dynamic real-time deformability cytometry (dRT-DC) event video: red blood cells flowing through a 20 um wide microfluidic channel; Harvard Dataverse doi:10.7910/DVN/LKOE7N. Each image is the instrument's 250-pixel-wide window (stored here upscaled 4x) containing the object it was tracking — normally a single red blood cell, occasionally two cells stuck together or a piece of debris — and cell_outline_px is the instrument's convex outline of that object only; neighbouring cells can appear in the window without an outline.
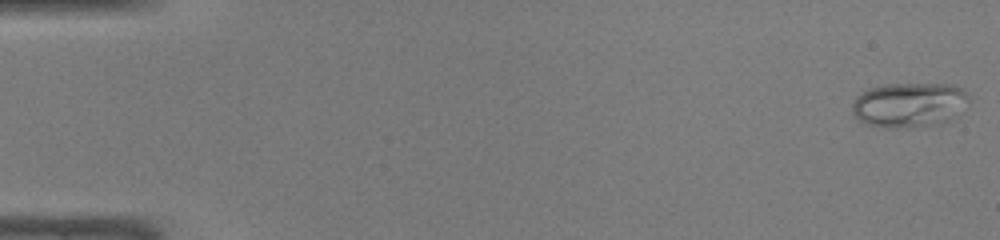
{"species": "common noctule bat (a hibernating species)", "species_latin": "Nyctalus noctula", "temperature_condition": "warm", "stored_images_in_passage": 48, "camera_frame_rate_fps": 3000, "um_per_image_px": 0.085, "animal": {"sex": "male", "body_mass_g": 19.0, "forearm_length_mm": 50.8}, "frame": {"image": 1, "passage_image": 1, "time_ms": 0.0, "image_size_px": [1000, 240], "cell_outline_px": [[968, 100], [948, 120], [928, 124], [896, 128], [888, 128], [864, 124], [852, 112], [852, 104], [856, 96], [872, 88], [884, 84], [956, 84], [964, 88], [968, 96]], "centroid_in_image_um": [77.23, 8.88], "position_along_channel_um": 7.8, "area_um2": 29.82}}
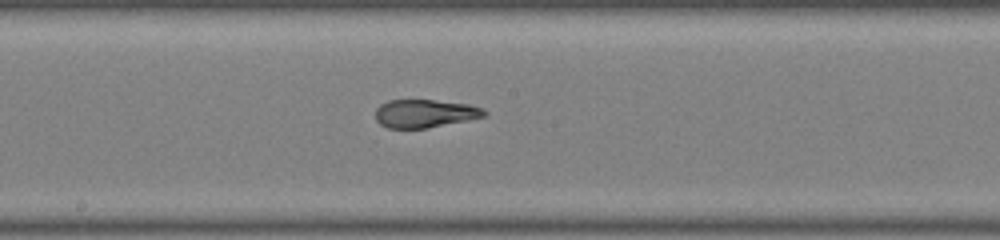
{"frame": {"image": 2, "passage_image": 26, "time_ms": 8.333, "image_size_px": [1000, 240], "cell_outline_px": [[488, 112], [484, 116], [468, 120], [428, 128], [388, 128], [380, 124], [376, 120], [376, 108], [380, 104], [388, 100], [436, 100], [468, 104], [484, 108]], "centroid_in_image_um": [36.11, 9.64], "position_along_channel_um": 212.1, "area_um2": 17.92}}
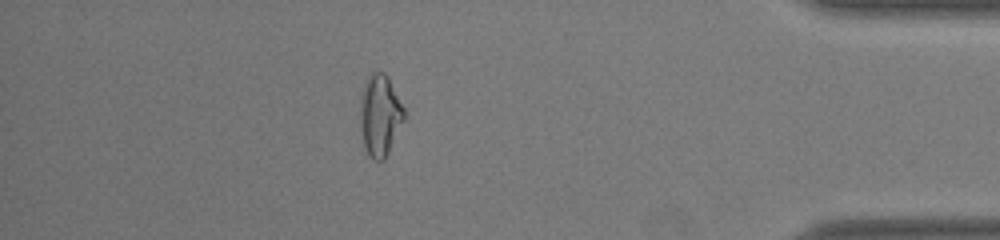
{"frame": {"image": 3, "passage_image": 42, "time_ms": 13.667, "image_size_px": [1000, 240], "cell_outline_px": [[404, 120], [384, 160], [372, 160], [368, 156], [364, 148], [360, 124], [360, 92], [364, 80], [372, 72], [384, 72], [388, 76], [404, 108]], "centroid_in_image_um": [32.26, 9.77], "position_along_channel_um": 402.9, "area_um2": 21.1}, "authors_computed_cell_mechanics": {"area_um2": 19.8832, "velocity_mm_per_s": 4.2831, "shape_relaxation_time_tau1_ms": null, "shape_relaxation_time_tau2_ms": 0.9342, "deformation_change_tau1": null, "deformation_change_tau2": 0.0818}}